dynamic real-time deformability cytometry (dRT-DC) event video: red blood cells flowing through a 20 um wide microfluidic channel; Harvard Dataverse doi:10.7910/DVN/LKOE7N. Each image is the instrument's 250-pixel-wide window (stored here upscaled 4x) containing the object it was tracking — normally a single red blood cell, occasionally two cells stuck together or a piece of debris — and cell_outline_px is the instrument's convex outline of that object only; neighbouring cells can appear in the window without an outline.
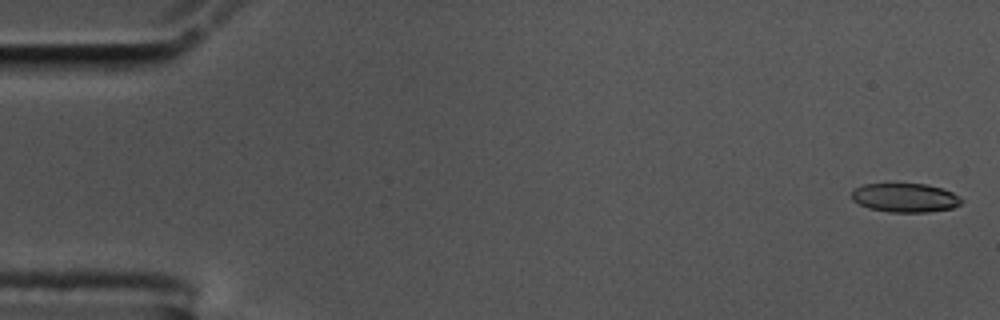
{"species": "common noctule bat (a hibernating species)", "species_latin": "Nyctalus noctula", "temperature_condition": "cold", "stored_images_in_passage": 57, "camera_frame_rate_fps": 3000, "um_per_image_px": 0.085, "animal": {"sex": "male", "body_mass_g": 17.5, "forearm_length_mm": 52.3}, "frame": {"image": 1, "passage_image": 2, "time_ms": 0.333, "image_size_px": [1000, 320], "cell_outline_px": [[964, 200], [960, 204], [952, 208], [928, 212], [888, 212], [868, 208], [852, 200], [852, 192], [856, 188], [864, 184], [924, 184], [940, 188], [952, 192], [960, 196]], "centroid_in_image_um": [76.95, 16.81], "position_along_channel_um": 8.1, "area_um2": 18.44}}
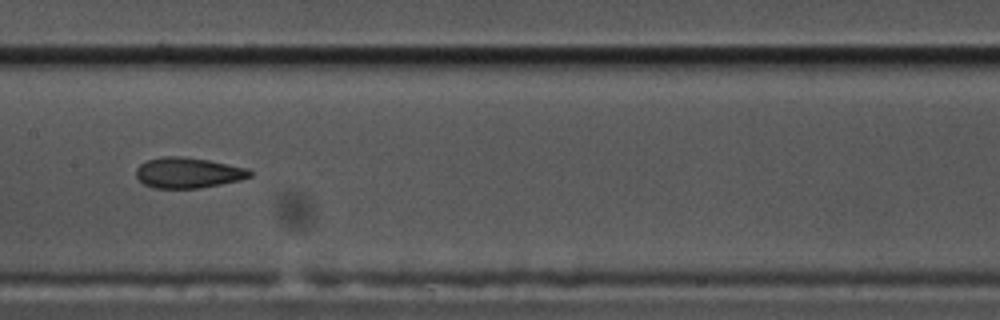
{"frame": {"image": 2, "passage_image": 29, "time_ms": 9.333, "image_size_px": [1000, 320], "cell_outline_px": [[252, 176], [240, 180], [200, 188], [152, 188], [144, 184], [136, 176], [136, 168], [140, 164], [148, 160], [164, 156], [180, 156], [208, 160], [248, 168], [252, 172]], "centroid_in_image_um": [15.98, 14.69], "position_along_channel_um": 191.4, "area_um2": 20.23}}
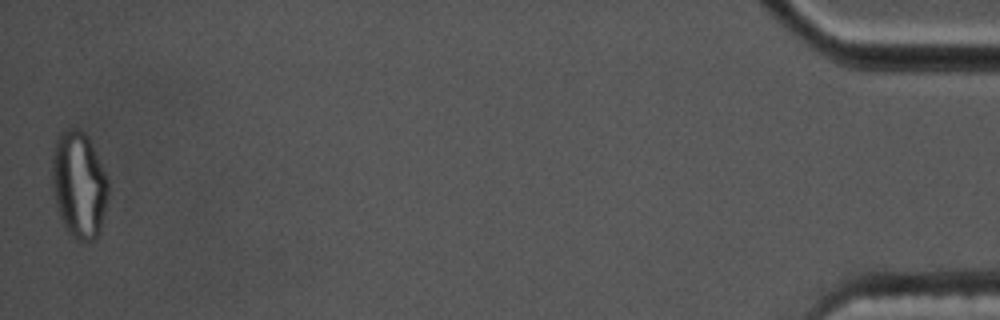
{"frame": {"image": 3, "passage_image": 57, "time_ms": 18.667, "image_size_px": [1000, 320], "cell_outline_px": [[108, 192], [100, 232], [96, 240], [80, 240], [72, 236], [68, 232], [60, 216], [56, 204], [52, 188], [52, 160], [56, 144], [60, 136], [68, 128], [80, 128], [88, 136], [108, 180]], "centroid_in_image_um": [6.72, 15.72], "position_along_channel_um": 428.5, "area_um2": 34.39}, "authors_computed_cell_mechanics": {"area_um2": 20.4612, "velocity_mm_per_s": 3.547, "shape_relaxation_time_tau1_ms": null, "shape_relaxation_time_tau2_ms": 2.6349, "deformation_change_tau1": null, "deformation_change_tau2": 0.0993}}